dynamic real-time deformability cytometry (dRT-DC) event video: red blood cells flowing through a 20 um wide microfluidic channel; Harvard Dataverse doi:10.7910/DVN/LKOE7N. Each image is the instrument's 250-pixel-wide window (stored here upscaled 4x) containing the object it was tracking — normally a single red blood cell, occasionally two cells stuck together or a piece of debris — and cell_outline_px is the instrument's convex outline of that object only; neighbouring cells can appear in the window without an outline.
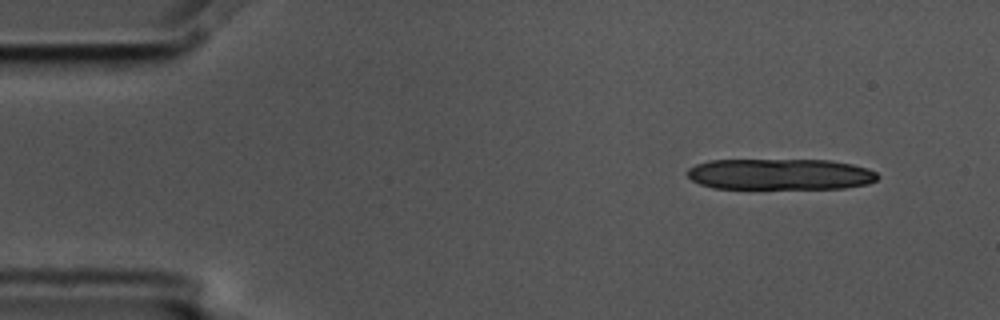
{"species": "common noctule bat (a hibernating species)", "species_latin": "Nyctalus noctula", "temperature_condition": "cold", "stored_images_in_passage": 4, "camera_frame_rate_fps": 3000, "um_per_image_px": 0.085, "animal": {"sex": "male", "body_mass_g": 17.5, "forearm_length_mm": 52.3}, "frame": {"image": 1, "passage_image": 1, "time_ms": 0.0, "image_size_px": [1000, 320], "cell_outline_px": [[880, 176], [876, 180], [868, 184], [844, 188], [712, 188], [700, 184], [692, 180], [688, 176], [688, 168], [696, 164], [708, 160], [832, 160], [852, 164], [868, 168], [876, 172]], "centroid_in_image_um": [66.33, 14.8], "position_along_channel_um": 18.7, "area_um2": 34.56}}